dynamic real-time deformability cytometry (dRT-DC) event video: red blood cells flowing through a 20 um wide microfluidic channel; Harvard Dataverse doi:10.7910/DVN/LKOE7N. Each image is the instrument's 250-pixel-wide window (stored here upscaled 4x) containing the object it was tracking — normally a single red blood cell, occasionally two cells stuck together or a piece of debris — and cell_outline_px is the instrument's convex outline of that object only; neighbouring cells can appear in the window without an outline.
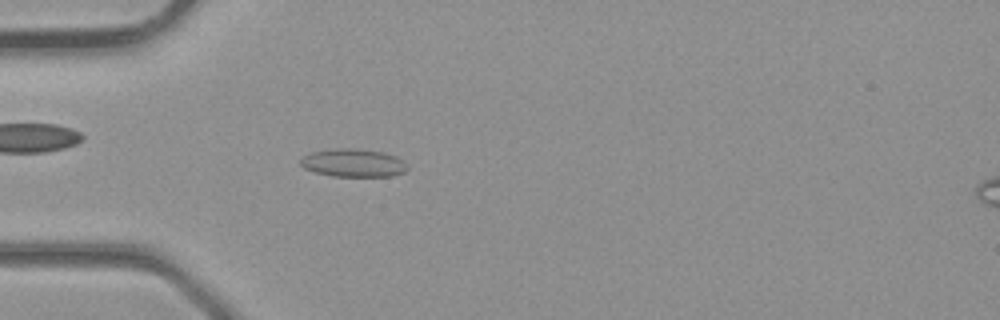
{"species": "common noctule bat (a hibernating species)", "species_latin": "Nyctalus noctula", "temperature_condition": "room temperature", "stored_images_in_passage": 2, "camera_frame_rate_fps": 3000, "um_per_image_px": 0.085, "animal": {"sex": "male", "body_mass_g": 23.1, "forearm_length_mm": 52.7}, "frame": {"image": 1, "passage_image": 2, "time_ms": 0.333, "image_size_px": [1000, 320], "cell_outline_px": [[408, 168], [404, 172], [392, 176], [332, 176], [316, 172], [304, 168], [300, 164], [300, 160], [304, 156], [312, 152], [332, 148], [356, 148], [384, 152], [396, 156]], "centroid_in_image_um": [30.01, 13.84], "position_along_channel_um": 55.0, "area_um2": 17.4}}